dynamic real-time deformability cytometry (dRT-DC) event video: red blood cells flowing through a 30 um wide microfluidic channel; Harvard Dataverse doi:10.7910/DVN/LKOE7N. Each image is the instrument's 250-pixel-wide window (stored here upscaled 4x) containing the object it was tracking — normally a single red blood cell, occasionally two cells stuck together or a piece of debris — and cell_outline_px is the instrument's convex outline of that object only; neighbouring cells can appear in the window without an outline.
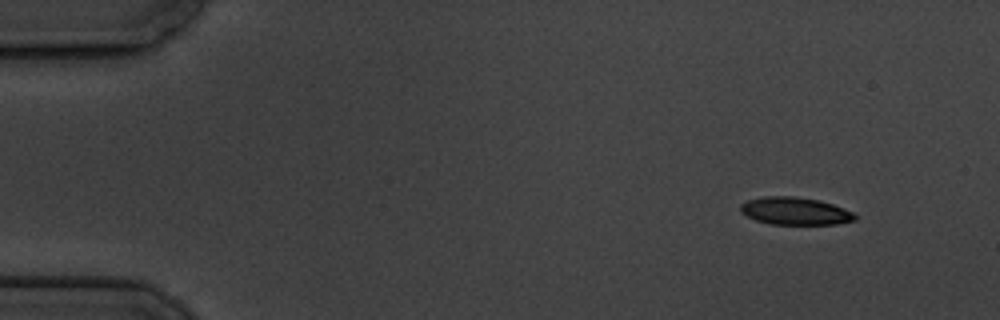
{"species": "common noctule bat (a hibernating species)", "species_latin": "Nyctalus noctula", "temperature_condition": "cold", "stored_images_in_passage": 10, "camera_frame_rate_fps": 3000, "um_per_image_px": 0.085, "animal": {"sex": "male", "body_mass_g": 19.5, "forearm_length_mm": 54.6}, "frame": {"image": 1, "passage_image": 1, "time_ms": 0.0, "image_size_px": [1000, 320], "cell_outline_px": [[856, 220], [836, 224], [772, 224], [756, 220], [740, 212], [740, 204], [748, 200], [764, 196], [792, 196], [820, 200], [832, 204], [852, 212], [856, 216]], "centroid_in_image_um": [67.56, 17.93], "position_along_channel_um": 17.4, "area_um2": 18.26}}
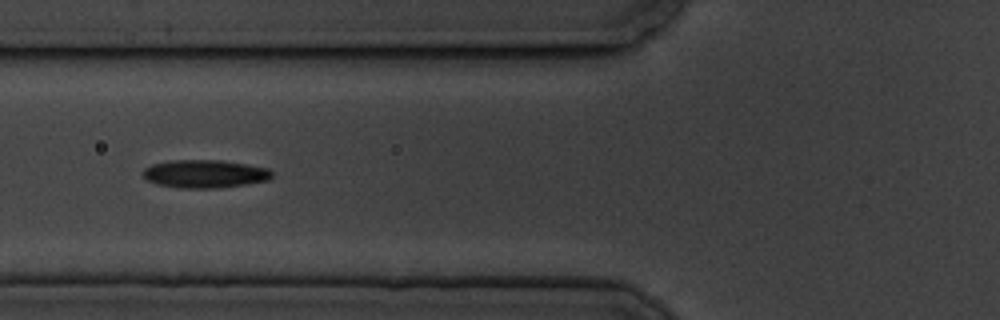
{"frame": {"image": 2, "passage_image": 6, "time_ms": 5.667, "image_size_px": [1000, 320], "cell_outline_px": [[272, 176], [268, 180], [244, 184], [216, 188], [180, 188], [156, 184], [148, 180], [144, 176], [144, 168], [152, 164], [168, 160], [220, 160], [268, 168], [272, 172]], "centroid_in_image_um": [17.38, 14.77], "position_along_channel_um": 108.4, "area_um2": 20.92}}
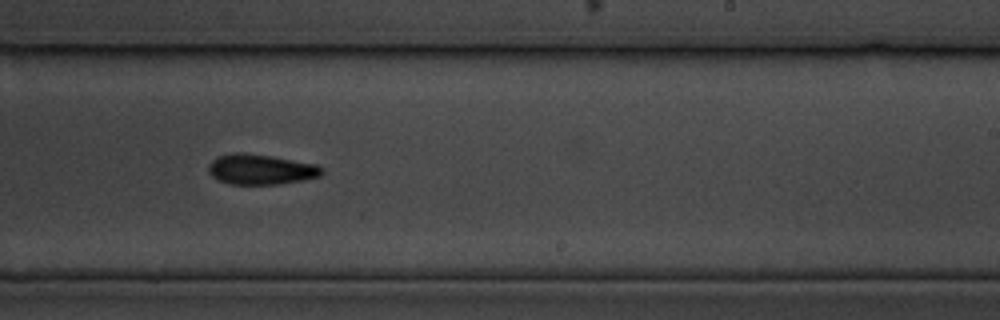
{"frame": {"image": 3, "passage_image": 10, "time_ms": 10.333, "image_size_px": [1000, 320], "cell_outline_px": [[324, 172], [320, 176], [304, 180], [280, 184], [228, 184], [212, 176], [208, 172], [208, 164], [216, 156], [232, 152], [244, 152], [272, 156], [316, 164], [324, 168]], "centroid_in_image_um": [22.16, 14.39], "position_along_channel_um": 266.8, "area_um2": 20.29}}